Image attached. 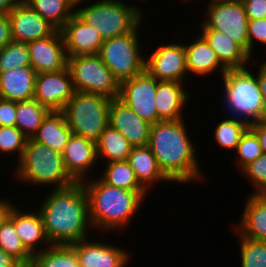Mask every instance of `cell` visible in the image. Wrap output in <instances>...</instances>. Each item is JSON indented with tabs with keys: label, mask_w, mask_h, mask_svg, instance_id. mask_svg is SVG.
Wrapping results in <instances>:
<instances>
[{
	"label": "cell",
	"mask_w": 266,
	"mask_h": 267,
	"mask_svg": "<svg viewBox=\"0 0 266 267\" xmlns=\"http://www.w3.org/2000/svg\"><path fill=\"white\" fill-rule=\"evenodd\" d=\"M39 212L51 245H71L87 239L86 227L92 228L88 196L82 182L53 189L46 195Z\"/></svg>",
	"instance_id": "6da1fadb"
},
{
	"label": "cell",
	"mask_w": 266,
	"mask_h": 267,
	"mask_svg": "<svg viewBox=\"0 0 266 267\" xmlns=\"http://www.w3.org/2000/svg\"><path fill=\"white\" fill-rule=\"evenodd\" d=\"M184 119L151 125L149 144L163 174L171 181L188 183L202 177L195 146ZM197 159V160H196Z\"/></svg>",
	"instance_id": "7a4b0ae2"
},
{
	"label": "cell",
	"mask_w": 266,
	"mask_h": 267,
	"mask_svg": "<svg viewBox=\"0 0 266 267\" xmlns=\"http://www.w3.org/2000/svg\"><path fill=\"white\" fill-rule=\"evenodd\" d=\"M82 184L88 196L92 227L104 232L126 227L147 196V191L118 188L107 184L101 178L84 180Z\"/></svg>",
	"instance_id": "3957f363"
},
{
	"label": "cell",
	"mask_w": 266,
	"mask_h": 267,
	"mask_svg": "<svg viewBox=\"0 0 266 267\" xmlns=\"http://www.w3.org/2000/svg\"><path fill=\"white\" fill-rule=\"evenodd\" d=\"M221 77L224 83L223 99L231 117L249 126L266 120V104L255 74L245 67L227 70Z\"/></svg>",
	"instance_id": "277c9868"
},
{
	"label": "cell",
	"mask_w": 266,
	"mask_h": 267,
	"mask_svg": "<svg viewBox=\"0 0 266 267\" xmlns=\"http://www.w3.org/2000/svg\"><path fill=\"white\" fill-rule=\"evenodd\" d=\"M14 171L21 182L56 185L64 189L76 183L68 174L63 155L46 145L28 139L23 155Z\"/></svg>",
	"instance_id": "5b68a950"
},
{
	"label": "cell",
	"mask_w": 266,
	"mask_h": 267,
	"mask_svg": "<svg viewBox=\"0 0 266 267\" xmlns=\"http://www.w3.org/2000/svg\"><path fill=\"white\" fill-rule=\"evenodd\" d=\"M111 101V98L102 94L75 91L62 110L73 135L96 143L109 125Z\"/></svg>",
	"instance_id": "8992f818"
},
{
	"label": "cell",
	"mask_w": 266,
	"mask_h": 267,
	"mask_svg": "<svg viewBox=\"0 0 266 267\" xmlns=\"http://www.w3.org/2000/svg\"><path fill=\"white\" fill-rule=\"evenodd\" d=\"M75 10L104 40L130 33L142 23L144 17L138 7L121 0H100Z\"/></svg>",
	"instance_id": "52a82bcc"
},
{
	"label": "cell",
	"mask_w": 266,
	"mask_h": 267,
	"mask_svg": "<svg viewBox=\"0 0 266 267\" xmlns=\"http://www.w3.org/2000/svg\"><path fill=\"white\" fill-rule=\"evenodd\" d=\"M125 35L104 40L99 56L119 84L145 71V58L141 55L138 27Z\"/></svg>",
	"instance_id": "ba28073f"
},
{
	"label": "cell",
	"mask_w": 266,
	"mask_h": 267,
	"mask_svg": "<svg viewBox=\"0 0 266 267\" xmlns=\"http://www.w3.org/2000/svg\"><path fill=\"white\" fill-rule=\"evenodd\" d=\"M67 68L75 91L102 94L111 99L119 97L120 84L99 54L68 57Z\"/></svg>",
	"instance_id": "9c48e42d"
},
{
	"label": "cell",
	"mask_w": 266,
	"mask_h": 267,
	"mask_svg": "<svg viewBox=\"0 0 266 267\" xmlns=\"http://www.w3.org/2000/svg\"><path fill=\"white\" fill-rule=\"evenodd\" d=\"M202 30H216L227 34L248 52V17L243 2L212 0Z\"/></svg>",
	"instance_id": "30bf717a"
},
{
	"label": "cell",
	"mask_w": 266,
	"mask_h": 267,
	"mask_svg": "<svg viewBox=\"0 0 266 267\" xmlns=\"http://www.w3.org/2000/svg\"><path fill=\"white\" fill-rule=\"evenodd\" d=\"M157 80L146 70L139 75L120 83L119 97L140 118L151 125L159 122L155 107Z\"/></svg>",
	"instance_id": "8fae6325"
},
{
	"label": "cell",
	"mask_w": 266,
	"mask_h": 267,
	"mask_svg": "<svg viewBox=\"0 0 266 267\" xmlns=\"http://www.w3.org/2000/svg\"><path fill=\"white\" fill-rule=\"evenodd\" d=\"M147 57L145 70L158 81L183 83L189 74L183 44H163Z\"/></svg>",
	"instance_id": "7c38bea8"
},
{
	"label": "cell",
	"mask_w": 266,
	"mask_h": 267,
	"mask_svg": "<svg viewBox=\"0 0 266 267\" xmlns=\"http://www.w3.org/2000/svg\"><path fill=\"white\" fill-rule=\"evenodd\" d=\"M74 92L67 67L57 72H43L36 75L34 98L50 111H62Z\"/></svg>",
	"instance_id": "4fadbf2b"
},
{
	"label": "cell",
	"mask_w": 266,
	"mask_h": 267,
	"mask_svg": "<svg viewBox=\"0 0 266 267\" xmlns=\"http://www.w3.org/2000/svg\"><path fill=\"white\" fill-rule=\"evenodd\" d=\"M14 41L29 43L50 37L57 29L20 0L8 13Z\"/></svg>",
	"instance_id": "5bb4252c"
},
{
	"label": "cell",
	"mask_w": 266,
	"mask_h": 267,
	"mask_svg": "<svg viewBox=\"0 0 266 267\" xmlns=\"http://www.w3.org/2000/svg\"><path fill=\"white\" fill-rule=\"evenodd\" d=\"M31 67L38 73L57 72L67 67V54L60 30L50 37L27 43Z\"/></svg>",
	"instance_id": "9a60e30c"
},
{
	"label": "cell",
	"mask_w": 266,
	"mask_h": 267,
	"mask_svg": "<svg viewBox=\"0 0 266 267\" xmlns=\"http://www.w3.org/2000/svg\"><path fill=\"white\" fill-rule=\"evenodd\" d=\"M67 57L99 54L104 39L76 13L60 29Z\"/></svg>",
	"instance_id": "2e32d148"
},
{
	"label": "cell",
	"mask_w": 266,
	"mask_h": 267,
	"mask_svg": "<svg viewBox=\"0 0 266 267\" xmlns=\"http://www.w3.org/2000/svg\"><path fill=\"white\" fill-rule=\"evenodd\" d=\"M109 125L122 133L133 147L149 144L151 124L140 118L118 98L111 101Z\"/></svg>",
	"instance_id": "e0dca14e"
},
{
	"label": "cell",
	"mask_w": 266,
	"mask_h": 267,
	"mask_svg": "<svg viewBox=\"0 0 266 267\" xmlns=\"http://www.w3.org/2000/svg\"><path fill=\"white\" fill-rule=\"evenodd\" d=\"M71 246L75 249L80 267H126L129 252L100 241L81 240Z\"/></svg>",
	"instance_id": "ac0fdd59"
},
{
	"label": "cell",
	"mask_w": 266,
	"mask_h": 267,
	"mask_svg": "<svg viewBox=\"0 0 266 267\" xmlns=\"http://www.w3.org/2000/svg\"><path fill=\"white\" fill-rule=\"evenodd\" d=\"M62 155L68 174L76 182L86 180L87 173L98 159L96 143L73 134L69 138Z\"/></svg>",
	"instance_id": "d6986e66"
},
{
	"label": "cell",
	"mask_w": 266,
	"mask_h": 267,
	"mask_svg": "<svg viewBox=\"0 0 266 267\" xmlns=\"http://www.w3.org/2000/svg\"><path fill=\"white\" fill-rule=\"evenodd\" d=\"M8 218L14 223L15 230L23 245L33 256L42 251L39 247L37 249L39 243L42 244L44 242L46 246L48 244V246H51L39 211L25 213L12 205Z\"/></svg>",
	"instance_id": "ffe728a7"
},
{
	"label": "cell",
	"mask_w": 266,
	"mask_h": 267,
	"mask_svg": "<svg viewBox=\"0 0 266 267\" xmlns=\"http://www.w3.org/2000/svg\"><path fill=\"white\" fill-rule=\"evenodd\" d=\"M36 75L31 66L0 72V98L13 102L33 99Z\"/></svg>",
	"instance_id": "44dd1931"
},
{
	"label": "cell",
	"mask_w": 266,
	"mask_h": 267,
	"mask_svg": "<svg viewBox=\"0 0 266 267\" xmlns=\"http://www.w3.org/2000/svg\"><path fill=\"white\" fill-rule=\"evenodd\" d=\"M201 35L215 51L220 64L226 70L245 68L253 57L241 45L221 31L202 30Z\"/></svg>",
	"instance_id": "7402d4cb"
},
{
	"label": "cell",
	"mask_w": 266,
	"mask_h": 267,
	"mask_svg": "<svg viewBox=\"0 0 266 267\" xmlns=\"http://www.w3.org/2000/svg\"><path fill=\"white\" fill-rule=\"evenodd\" d=\"M186 91L183 83L157 80L155 107L159 122L183 119L182 109L190 99Z\"/></svg>",
	"instance_id": "603a6c76"
},
{
	"label": "cell",
	"mask_w": 266,
	"mask_h": 267,
	"mask_svg": "<svg viewBox=\"0 0 266 267\" xmlns=\"http://www.w3.org/2000/svg\"><path fill=\"white\" fill-rule=\"evenodd\" d=\"M242 213L236 232L249 239L266 241V194L248 195Z\"/></svg>",
	"instance_id": "cb8c5ba5"
},
{
	"label": "cell",
	"mask_w": 266,
	"mask_h": 267,
	"mask_svg": "<svg viewBox=\"0 0 266 267\" xmlns=\"http://www.w3.org/2000/svg\"><path fill=\"white\" fill-rule=\"evenodd\" d=\"M72 134L64 113L50 111L32 139L62 154Z\"/></svg>",
	"instance_id": "d4e9b609"
},
{
	"label": "cell",
	"mask_w": 266,
	"mask_h": 267,
	"mask_svg": "<svg viewBox=\"0 0 266 267\" xmlns=\"http://www.w3.org/2000/svg\"><path fill=\"white\" fill-rule=\"evenodd\" d=\"M186 54V67L188 73L195 75H208L218 68L223 75L227 70L220 64L215 51L209 46L202 35L197 36L190 45H184Z\"/></svg>",
	"instance_id": "484cf974"
},
{
	"label": "cell",
	"mask_w": 266,
	"mask_h": 267,
	"mask_svg": "<svg viewBox=\"0 0 266 267\" xmlns=\"http://www.w3.org/2000/svg\"><path fill=\"white\" fill-rule=\"evenodd\" d=\"M127 161L134 170L137 181L147 192L153 182L170 181L160 170L156 157L148 145L133 147Z\"/></svg>",
	"instance_id": "4316f807"
},
{
	"label": "cell",
	"mask_w": 266,
	"mask_h": 267,
	"mask_svg": "<svg viewBox=\"0 0 266 267\" xmlns=\"http://www.w3.org/2000/svg\"><path fill=\"white\" fill-rule=\"evenodd\" d=\"M133 146L122 133L108 125L96 142L97 158H106L107 163L127 160Z\"/></svg>",
	"instance_id": "83f0119b"
},
{
	"label": "cell",
	"mask_w": 266,
	"mask_h": 267,
	"mask_svg": "<svg viewBox=\"0 0 266 267\" xmlns=\"http://www.w3.org/2000/svg\"><path fill=\"white\" fill-rule=\"evenodd\" d=\"M50 110L35 98L16 102L15 126L28 138H32Z\"/></svg>",
	"instance_id": "f1b7e54d"
},
{
	"label": "cell",
	"mask_w": 266,
	"mask_h": 267,
	"mask_svg": "<svg viewBox=\"0 0 266 267\" xmlns=\"http://www.w3.org/2000/svg\"><path fill=\"white\" fill-rule=\"evenodd\" d=\"M32 9L60 30L75 14L72 0H24Z\"/></svg>",
	"instance_id": "f546056e"
},
{
	"label": "cell",
	"mask_w": 266,
	"mask_h": 267,
	"mask_svg": "<svg viewBox=\"0 0 266 267\" xmlns=\"http://www.w3.org/2000/svg\"><path fill=\"white\" fill-rule=\"evenodd\" d=\"M45 248L33 256L31 267H80L76 251L71 245Z\"/></svg>",
	"instance_id": "4dcf8cb0"
},
{
	"label": "cell",
	"mask_w": 266,
	"mask_h": 267,
	"mask_svg": "<svg viewBox=\"0 0 266 267\" xmlns=\"http://www.w3.org/2000/svg\"><path fill=\"white\" fill-rule=\"evenodd\" d=\"M102 180L109 185L129 191H146L137 181L127 160L106 163Z\"/></svg>",
	"instance_id": "1f68e13d"
},
{
	"label": "cell",
	"mask_w": 266,
	"mask_h": 267,
	"mask_svg": "<svg viewBox=\"0 0 266 267\" xmlns=\"http://www.w3.org/2000/svg\"><path fill=\"white\" fill-rule=\"evenodd\" d=\"M0 248L13 255L23 265H32L33 255L23 245L14 223L9 218L5 220L0 229Z\"/></svg>",
	"instance_id": "d6a6232c"
},
{
	"label": "cell",
	"mask_w": 266,
	"mask_h": 267,
	"mask_svg": "<svg viewBox=\"0 0 266 267\" xmlns=\"http://www.w3.org/2000/svg\"><path fill=\"white\" fill-rule=\"evenodd\" d=\"M249 128V125L234 117L221 121L214 130V137L221 147L234 149L241 140L242 135Z\"/></svg>",
	"instance_id": "836d02e7"
},
{
	"label": "cell",
	"mask_w": 266,
	"mask_h": 267,
	"mask_svg": "<svg viewBox=\"0 0 266 267\" xmlns=\"http://www.w3.org/2000/svg\"><path fill=\"white\" fill-rule=\"evenodd\" d=\"M31 66L27 43L11 41L0 50V72Z\"/></svg>",
	"instance_id": "e575fe53"
},
{
	"label": "cell",
	"mask_w": 266,
	"mask_h": 267,
	"mask_svg": "<svg viewBox=\"0 0 266 267\" xmlns=\"http://www.w3.org/2000/svg\"><path fill=\"white\" fill-rule=\"evenodd\" d=\"M241 267H266V241L249 239L239 233Z\"/></svg>",
	"instance_id": "d590c367"
},
{
	"label": "cell",
	"mask_w": 266,
	"mask_h": 267,
	"mask_svg": "<svg viewBox=\"0 0 266 267\" xmlns=\"http://www.w3.org/2000/svg\"><path fill=\"white\" fill-rule=\"evenodd\" d=\"M235 151L241 171L263 154L258 138L250 128L242 135Z\"/></svg>",
	"instance_id": "8d00e7d4"
},
{
	"label": "cell",
	"mask_w": 266,
	"mask_h": 267,
	"mask_svg": "<svg viewBox=\"0 0 266 267\" xmlns=\"http://www.w3.org/2000/svg\"><path fill=\"white\" fill-rule=\"evenodd\" d=\"M28 138L16 127L0 126V153L18 152L20 161Z\"/></svg>",
	"instance_id": "74e56055"
},
{
	"label": "cell",
	"mask_w": 266,
	"mask_h": 267,
	"mask_svg": "<svg viewBox=\"0 0 266 267\" xmlns=\"http://www.w3.org/2000/svg\"><path fill=\"white\" fill-rule=\"evenodd\" d=\"M242 173L252 182L255 194H266V155L262 154L247 165Z\"/></svg>",
	"instance_id": "f35d334b"
},
{
	"label": "cell",
	"mask_w": 266,
	"mask_h": 267,
	"mask_svg": "<svg viewBox=\"0 0 266 267\" xmlns=\"http://www.w3.org/2000/svg\"><path fill=\"white\" fill-rule=\"evenodd\" d=\"M255 40L266 45V18L248 19V53L251 56Z\"/></svg>",
	"instance_id": "ab89813d"
},
{
	"label": "cell",
	"mask_w": 266,
	"mask_h": 267,
	"mask_svg": "<svg viewBox=\"0 0 266 267\" xmlns=\"http://www.w3.org/2000/svg\"><path fill=\"white\" fill-rule=\"evenodd\" d=\"M16 124V102L0 98V126L12 127Z\"/></svg>",
	"instance_id": "60d3db41"
},
{
	"label": "cell",
	"mask_w": 266,
	"mask_h": 267,
	"mask_svg": "<svg viewBox=\"0 0 266 267\" xmlns=\"http://www.w3.org/2000/svg\"><path fill=\"white\" fill-rule=\"evenodd\" d=\"M248 19L266 18V0H243Z\"/></svg>",
	"instance_id": "b9f144b4"
},
{
	"label": "cell",
	"mask_w": 266,
	"mask_h": 267,
	"mask_svg": "<svg viewBox=\"0 0 266 267\" xmlns=\"http://www.w3.org/2000/svg\"><path fill=\"white\" fill-rule=\"evenodd\" d=\"M13 41L11 22L8 14L0 15V50Z\"/></svg>",
	"instance_id": "7bdbcfd3"
},
{
	"label": "cell",
	"mask_w": 266,
	"mask_h": 267,
	"mask_svg": "<svg viewBox=\"0 0 266 267\" xmlns=\"http://www.w3.org/2000/svg\"><path fill=\"white\" fill-rule=\"evenodd\" d=\"M249 128L256 134L262 152L266 155V120L251 124Z\"/></svg>",
	"instance_id": "ee69618b"
},
{
	"label": "cell",
	"mask_w": 266,
	"mask_h": 267,
	"mask_svg": "<svg viewBox=\"0 0 266 267\" xmlns=\"http://www.w3.org/2000/svg\"><path fill=\"white\" fill-rule=\"evenodd\" d=\"M23 264L13 255L0 248V267H22Z\"/></svg>",
	"instance_id": "f6af8a7d"
},
{
	"label": "cell",
	"mask_w": 266,
	"mask_h": 267,
	"mask_svg": "<svg viewBox=\"0 0 266 267\" xmlns=\"http://www.w3.org/2000/svg\"><path fill=\"white\" fill-rule=\"evenodd\" d=\"M256 76H257V81L259 84L260 92L266 104V61L263 64H261Z\"/></svg>",
	"instance_id": "bcb514c9"
},
{
	"label": "cell",
	"mask_w": 266,
	"mask_h": 267,
	"mask_svg": "<svg viewBox=\"0 0 266 267\" xmlns=\"http://www.w3.org/2000/svg\"><path fill=\"white\" fill-rule=\"evenodd\" d=\"M12 207V202L7 201L6 199L2 200L0 199V229L2 224L5 222V220L8 218L10 210Z\"/></svg>",
	"instance_id": "7dc6e473"
},
{
	"label": "cell",
	"mask_w": 266,
	"mask_h": 267,
	"mask_svg": "<svg viewBox=\"0 0 266 267\" xmlns=\"http://www.w3.org/2000/svg\"><path fill=\"white\" fill-rule=\"evenodd\" d=\"M20 0H0V15L8 14Z\"/></svg>",
	"instance_id": "c3c4849f"
},
{
	"label": "cell",
	"mask_w": 266,
	"mask_h": 267,
	"mask_svg": "<svg viewBox=\"0 0 266 267\" xmlns=\"http://www.w3.org/2000/svg\"><path fill=\"white\" fill-rule=\"evenodd\" d=\"M75 4H76V8L78 7L79 4H81L80 2L84 1V0H72Z\"/></svg>",
	"instance_id": "681fc988"
},
{
	"label": "cell",
	"mask_w": 266,
	"mask_h": 267,
	"mask_svg": "<svg viewBox=\"0 0 266 267\" xmlns=\"http://www.w3.org/2000/svg\"><path fill=\"white\" fill-rule=\"evenodd\" d=\"M219 1H234V2H243V0H219Z\"/></svg>",
	"instance_id": "f907efd6"
}]
</instances>
